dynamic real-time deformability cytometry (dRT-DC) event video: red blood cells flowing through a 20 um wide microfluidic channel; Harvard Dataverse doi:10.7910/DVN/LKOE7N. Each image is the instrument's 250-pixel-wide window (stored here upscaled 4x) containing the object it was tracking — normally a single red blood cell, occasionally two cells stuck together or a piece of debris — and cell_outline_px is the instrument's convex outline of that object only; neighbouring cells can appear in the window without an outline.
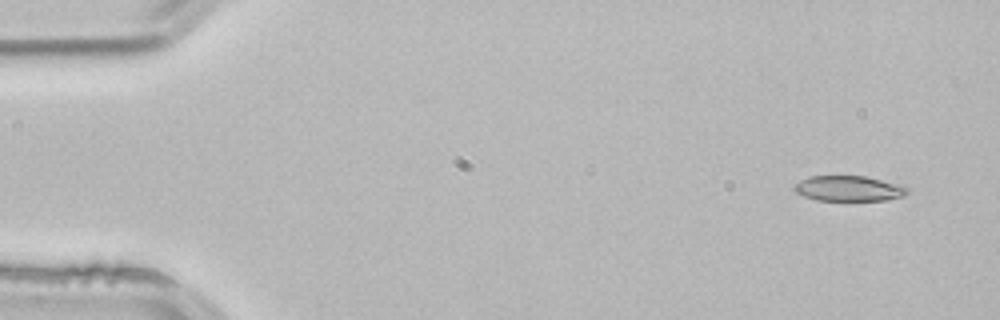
{"species": "common noctule bat (a hibernating species)", "species_latin": "Nyctalus noctula", "temperature_condition": "room temperature", "stored_images_in_passage": 4, "camera_frame_rate_fps": 3000, "um_per_image_px": 0.085, "animal": {"sex": "male", "body_mass_g": 21.5, "forearm_length_mm": 52.0}, "frame": {"image": 1, "passage_image": 1, "time_ms": 0.0, "image_size_px": [1000, 320], "cell_outline_px": [[908, 192], [904, 196], [888, 200], [816, 200], [804, 196], [796, 192], [792, 188], [800, 180], [808, 176], [864, 176], [880, 180], [908, 188]], "centroid_in_image_um": [72.1, 16.02], "position_along_channel_um": 12.9, "area_um2": 16.47}}
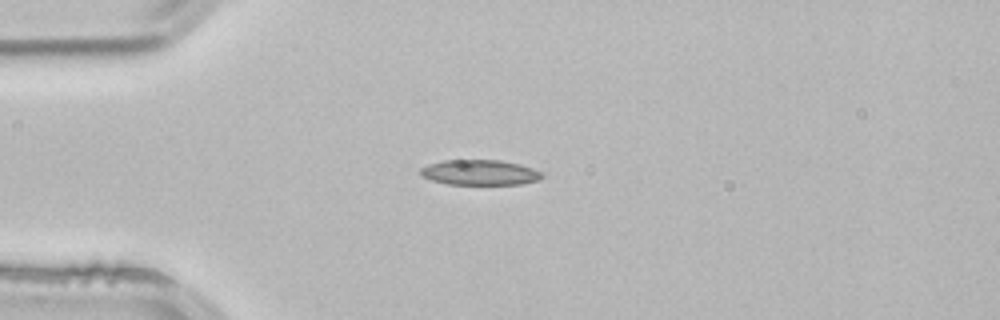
{"frame": {"image": 2, "passage_image": 3, "time_ms": 0.667, "image_size_px": [1000, 320], "cell_outline_px": [[544, 176], [540, 180], [520, 184], [448, 184], [432, 180], [420, 176], [420, 168], [428, 164], [444, 160], [500, 160], [520, 164], [532, 168], [540, 172]], "centroid_in_image_um": [40.77, 14.66], "position_along_channel_um": 44.2, "area_um2": 17.92}}
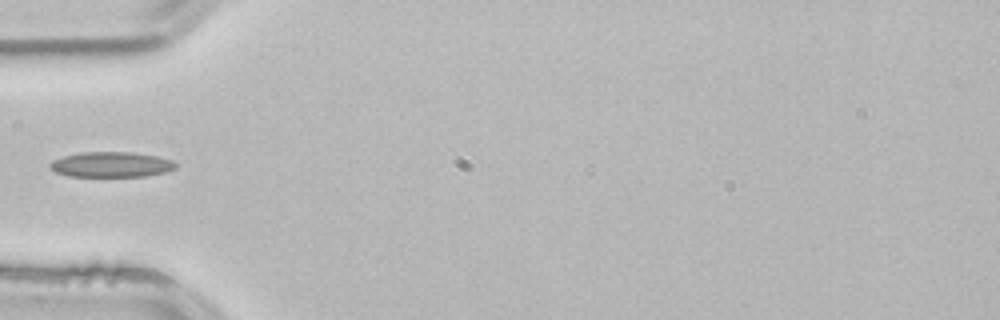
{"frame": {"image": 3, "passage_image": 4, "time_ms": 1.0, "image_size_px": [1000, 320], "cell_outline_px": [[176, 168], [164, 172], [148, 176], [68, 176], [56, 172], [48, 164], [52, 160], [64, 156], [84, 152], [132, 152], [156, 156], [172, 160], [176, 164]], "centroid_in_image_um": [9.46, 13.98], "position_along_channel_um": 75.5, "area_um2": 18.38}}